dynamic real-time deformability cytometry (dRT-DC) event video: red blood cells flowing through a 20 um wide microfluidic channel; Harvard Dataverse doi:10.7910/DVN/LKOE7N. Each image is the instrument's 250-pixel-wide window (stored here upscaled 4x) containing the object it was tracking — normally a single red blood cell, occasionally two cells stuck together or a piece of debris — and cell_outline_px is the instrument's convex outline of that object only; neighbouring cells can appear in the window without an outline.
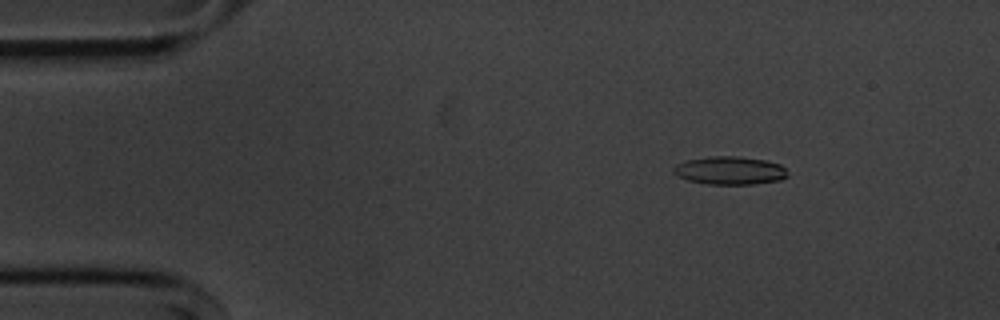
{"species": "common noctule bat (a hibernating species)", "species_latin": "Nyctalus noctula", "temperature_condition": "cold", "stored_images_in_passage": 48, "camera_frame_rate_fps": 3000, "um_per_image_px": 0.085, "animal": {"sex": "male", "body_mass_g": 20.1, "forearm_length_mm": 53.5}, "frame": {"image": 1, "passage_image": 1, "time_ms": 0.0, "image_size_px": [1000, 320], "cell_outline_px": [[788, 176], [780, 180], [756, 184], [708, 184], [688, 180], [672, 172], [672, 168], [676, 164], [688, 160], [712, 156], [740, 156], [764, 160], [780, 164], [788, 172]], "centroid_in_image_um": [62.05, 14.49], "position_along_channel_um": 22.9, "area_um2": 18.67}}
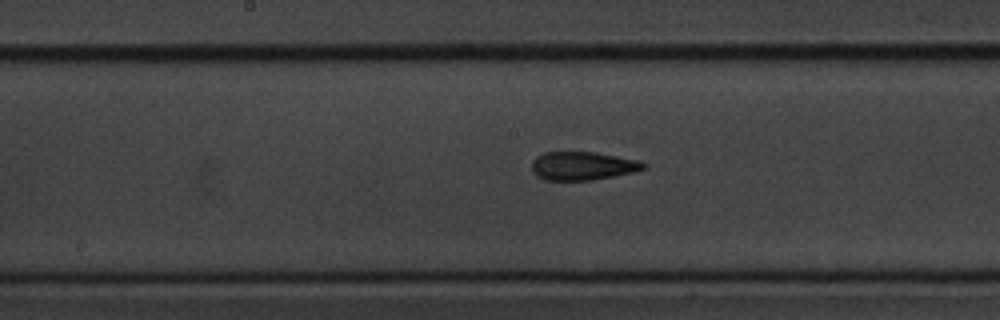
{"frame": {"image": 2, "passage_image": 21, "time_ms": 6.667, "image_size_px": [1000, 320], "cell_outline_px": [[648, 168], [632, 172], [592, 180], [544, 180], [536, 176], [532, 172], [532, 160], [536, 156], [544, 152], [596, 152], [640, 160], [648, 164]], "centroid_in_image_um": [49.53, 14.09], "position_along_channel_um": 198.7, "area_um2": 18.73}}
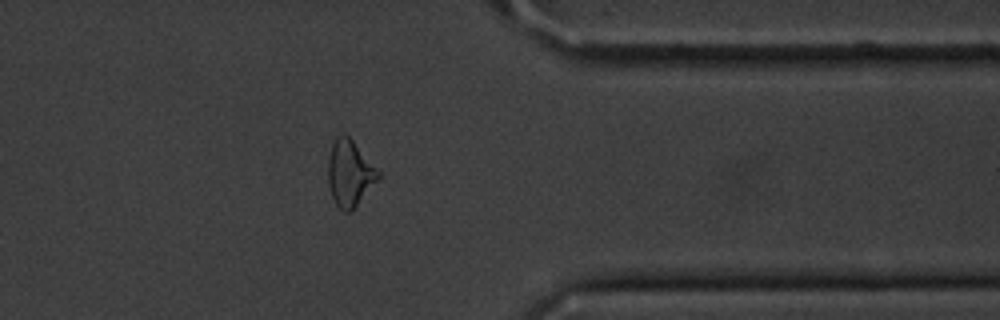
{"frame": {"image": 3, "passage_image": 37, "time_ms": 12.0, "image_size_px": [1000, 320], "cell_outline_px": [[380, 176], [352, 212], [344, 212], [336, 204], [332, 196], [328, 184], [328, 160], [332, 144], [336, 136], [344, 132], [352, 140], [380, 172]], "centroid_in_image_um": [29.71, 14.73], "position_along_channel_um": 381.7, "area_um2": 19.19}, "authors_computed_cell_mechanics": {"area_um2": 19.0162, "velocity_mm_per_s": 3.647, "shape_relaxation_time_tau1_ms": 5.7213, "shape_relaxation_time_tau2_ms": 2.4148, "deformation_change_tau1": 0.1705, "deformation_change_tau2": 0.1192}}